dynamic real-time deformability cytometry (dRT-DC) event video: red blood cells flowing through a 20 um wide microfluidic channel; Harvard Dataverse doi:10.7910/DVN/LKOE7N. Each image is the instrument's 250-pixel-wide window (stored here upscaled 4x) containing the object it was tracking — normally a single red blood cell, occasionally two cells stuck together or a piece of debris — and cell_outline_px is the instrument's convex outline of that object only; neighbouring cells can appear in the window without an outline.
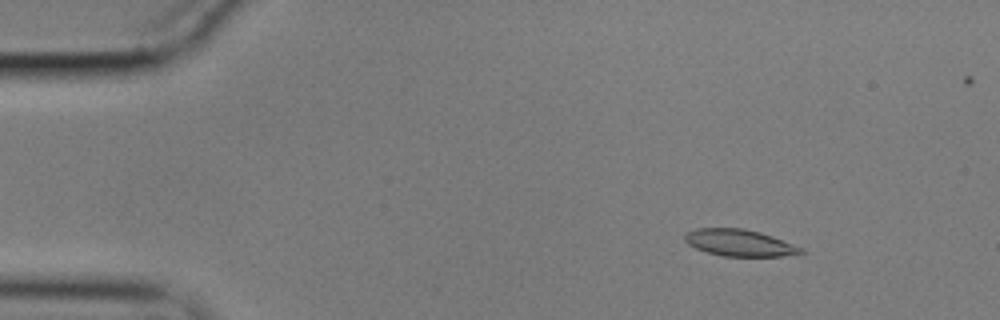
{"species": "common noctule bat (a hibernating species)", "species_latin": "Nyctalus noctula", "temperature_condition": "cold", "stored_images_in_passage": 51, "camera_frame_rate_fps": 3000, "um_per_image_px": 0.085, "animal": {"sex": "male", "body_mass_g": 17.9}, "frame": {"image": 1, "passage_image": 7, "time_ms": 2.0, "image_size_px": [1000, 320], "cell_outline_px": [[808, 252], [780, 256], [724, 256], [708, 252], [696, 248], [688, 244], [684, 240], [684, 236], [688, 232], [696, 228], [744, 228], [760, 232], [772, 236], [804, 248]], "centroid_in_image_um": [62.88, 20.63], "position_along_channel_um": 22.1, "area_um2": 18.03}}
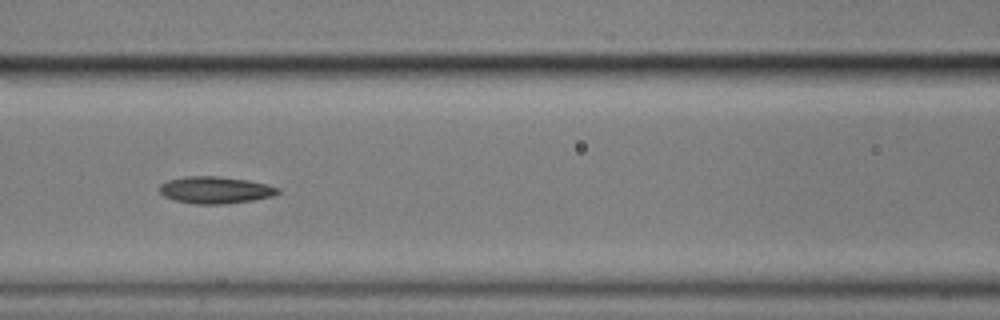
{"frame": {"image": 2, "passage_image": 24, "time_ms": 7.667, "image_size_px": [1000, 320], "cell_outline_px": [[280, 192], [272, 196], [252, 200], [224, 204], [196, 204], [176, 200], [164, 196], [160, 192], [160, 184], [168, 180], [184, 176], [216, 176], [248, 180], [268, 184], [280, 188]], "centroid_in_image_um": [18.32, 16.14], "position_along_channel_um": 148.3, "area_um2": 18.55}}
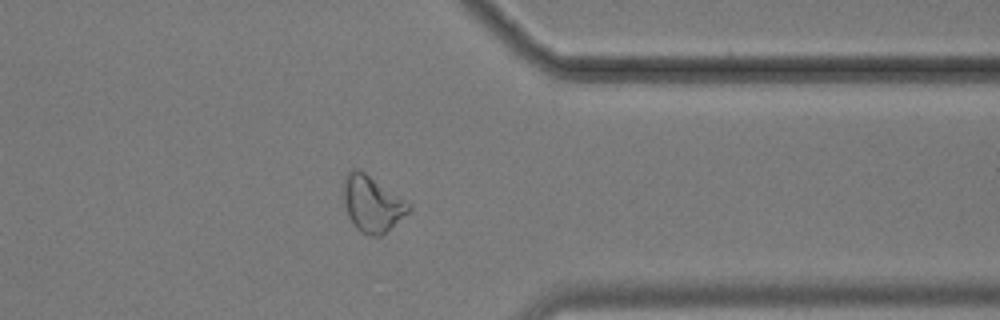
{"frame": {"image": 3, "passage_image": 44, "time_ms": 14.333, "image_size_px": [1000, 320], "cell_outline_px": [[412, 208], [408, 212], [380, 236], [368, 236], [360, 232], [356, 228], [348, 216], [344, 204], [344, 180], [348, 172], [352, 168], [360, 168], [412, 204]], "centroid_in_image_um": [31.62, 17.3], "position_along_channel_um": 379.8, "area_um2": 21.33}}